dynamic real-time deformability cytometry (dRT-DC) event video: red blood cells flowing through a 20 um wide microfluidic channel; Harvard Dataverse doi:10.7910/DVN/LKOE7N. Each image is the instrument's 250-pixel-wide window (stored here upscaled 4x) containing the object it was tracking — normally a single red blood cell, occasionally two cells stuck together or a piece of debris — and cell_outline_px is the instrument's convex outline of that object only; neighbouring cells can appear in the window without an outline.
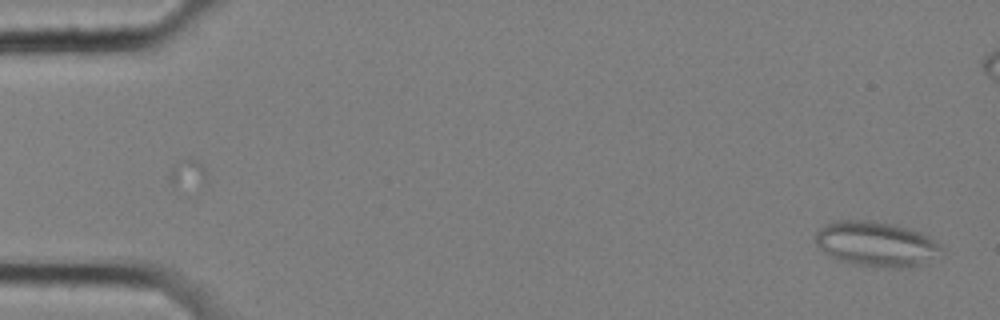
{"species": "common noctule bat (a hibernating species)", "species_latin": "Nyctalus noctula", "temperature_condition": "cold", "stored_images_in_passage": 12, "camera_frame_rate_fps": 3000, "um_per_image_px": 0.085, "animal": {"sex": "female", "body_mass_g": 25.1}, "frame": {"image": 1, "passage_image": 1, "time_ms": 0.0, "image_size_px": [1000, 320], "cell_outline_px": [[944, 252], [920, 264], [908, 268], [884, 268], [852, 264], [828, 256], [816, 244], [816, 232], [820, 228], [836, 220], [868, 220], [892, 224], [920, 232], [928, 236], [940, 244], [944, 248]], "centroid_in_image_um": [74.48, 20.75], "position_along_channel_um": 10.5, "area_um2": 33.06}}